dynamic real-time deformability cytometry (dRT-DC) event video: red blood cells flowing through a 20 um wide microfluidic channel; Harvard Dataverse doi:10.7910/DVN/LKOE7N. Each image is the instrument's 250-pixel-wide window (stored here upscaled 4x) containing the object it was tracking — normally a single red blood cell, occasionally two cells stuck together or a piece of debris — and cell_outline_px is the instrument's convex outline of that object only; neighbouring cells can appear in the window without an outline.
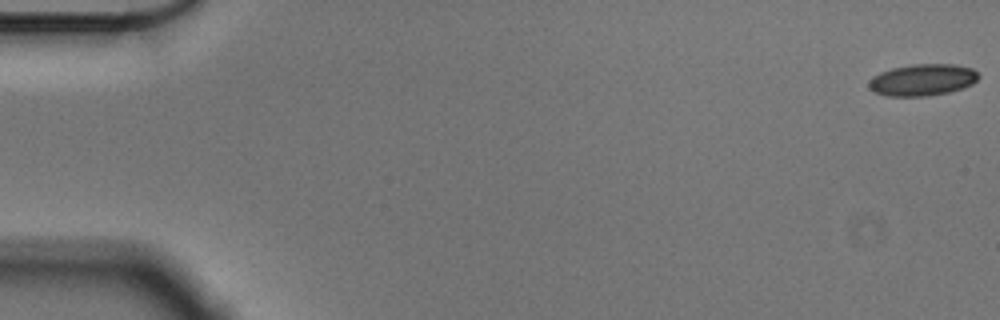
{"species": "Egyptian fruit bat (a non-hibernating species)", "species_latin": "Rousettus aegyptiacus", "temperature_condition": "cold", "stored_images_in_passage": 14, "camera_frame_rate_fps": 3000, "um_per_image_px": 0.085, "animal": {"sex": "male"}, "frame": {"image": 1, "passage_image": 1, "time_ms": 0.0, "image_size_px": [1000, 320], "cell_outline_px": [[980, 76], [972, 84], [948, 92], [924, 96], [888, 96], [876, 92], [868, 88], [868, 84], [872, 76], [880, 72], [892, 68], [912, 64], [956, 64], [972, 68]], "centroid_in_image_um": [78.39, 6.78], "position_along_channel_um": 6.6, "area_um2": 20.17}}
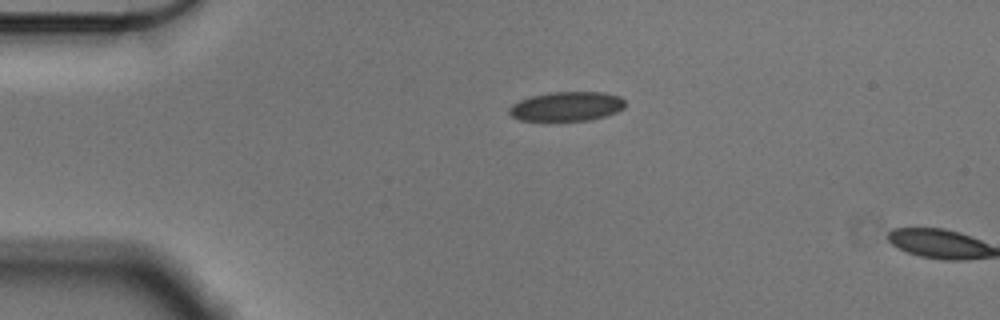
{"frame": {"image": 2, "passage_image": 13, "time_ms": 4.0, "image_size_px": [1000, 320], "cell_outline_px": [[624, 108], [608, 116], [588, 120], [520, 120], [512, 116], [508, 112], [508, 108], [512, 104], [520, 100], [532, 96], [552, 92], [604, 92], [620, 96], [624, 100]], "centroid_in_image_um": [48.19, 9.04], "position_along_channel_um": 36.8, "area_um2": 19.77}}